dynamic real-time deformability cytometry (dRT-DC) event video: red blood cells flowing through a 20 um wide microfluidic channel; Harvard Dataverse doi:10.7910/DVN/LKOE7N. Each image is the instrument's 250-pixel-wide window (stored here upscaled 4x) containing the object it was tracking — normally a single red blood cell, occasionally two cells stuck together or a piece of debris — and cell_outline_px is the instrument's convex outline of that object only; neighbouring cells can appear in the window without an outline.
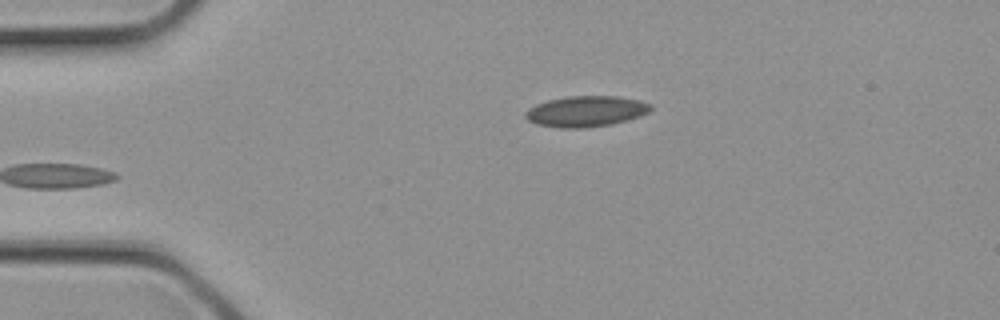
{"species": "common noctule bat (a hibernating species)", "species_latin": "Nyctalus noctula", "temperature_condition": "cold", "stored_images_in_passage": 3, "camera_frame_rate_fps": 3000, "um_per_image_px": 0.085, "animal": {"sex": "female", "body_mass_g": 21.9}, "frame": {"image": 1, "passage_image": 3, "time_ms": 0.667, "image_size_px": [1000, 320], "cell_outline_px": [[652, 108], [648, 112], [640, 116], [628, 120], [612, 124], [584, 128], [560, 128], [536, 124], [528, 120], [524, 116], [524, 112], [528, 108], [536, 104], [548, 100], [568, 96], [616, 96], [640, 100], [652, 104]], "centroid_in_image_um": [49.8, 9.46], "position_along_channel_um": 35.2, "area_um2": 22.66}}